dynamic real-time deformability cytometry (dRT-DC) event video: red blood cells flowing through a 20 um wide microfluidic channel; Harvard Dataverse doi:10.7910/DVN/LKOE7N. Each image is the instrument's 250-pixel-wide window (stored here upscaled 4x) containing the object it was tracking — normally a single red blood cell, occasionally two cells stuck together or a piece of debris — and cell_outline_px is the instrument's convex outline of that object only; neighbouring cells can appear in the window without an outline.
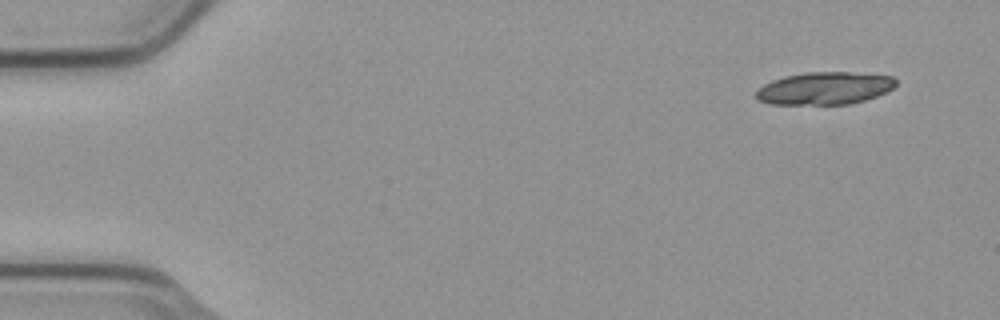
{"species": "common noctule bat (a hibernating species)", "species_latin": "Nyctalus noctula", "temperature_condition": "cold", "stored_images_in_passage": 16, "camera_frame_rate_fps": 3000, "um_per_image_px": 0.085, "animal": {"sex": "male", "body_mass_g": 23.1, "forearm_length_mm": 52.7}, "frame": {"image": 1, "passage_image": 1, "time_ms": 0.0, "image_size_px": [1000, 320], "cell_outline_px": [[896, 84], [888, 92], [852, 104], [772, 104], [760, 100], [756, 96], [756, 92], [764, 84], [772, 80], [784, 76], [804, 72], [848, 72], [892, 76], [896, 80]], "centroid_in_image_um": [70.11, 7.5], "position_along_channel_um": 14.9, "area_um2": 26.41}}